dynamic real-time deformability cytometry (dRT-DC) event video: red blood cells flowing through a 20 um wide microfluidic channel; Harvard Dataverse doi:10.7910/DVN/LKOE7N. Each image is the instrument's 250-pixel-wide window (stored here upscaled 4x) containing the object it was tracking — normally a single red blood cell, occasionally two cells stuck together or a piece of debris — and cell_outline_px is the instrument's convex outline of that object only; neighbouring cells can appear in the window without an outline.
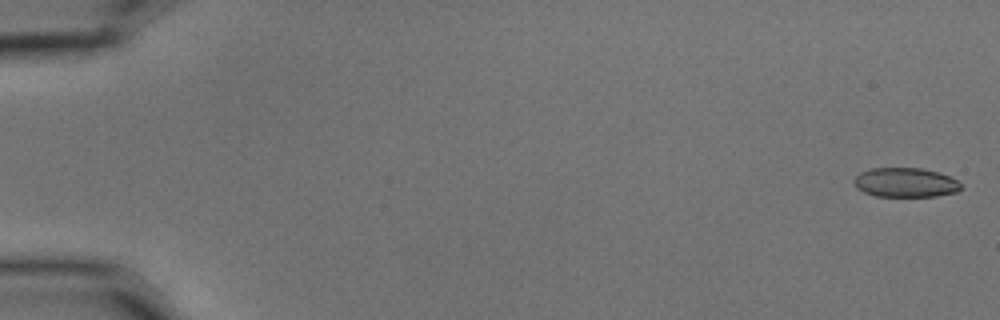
{"species": "common noctule bat (a hibernating species)", "species_latin": "Nyctalus noctula", "temperature_condition": "cold", "stored_images_in_passage": 7, "camera_frame_rate_fps": 3000, "um_per_image_px": 0.085, "animal": {"sex": "male", "body_mass_g": 15.6}, "frame": {"image": 1, "passage_image": 1, "time_ms": 0.0, "image_size_px": [1000, 320], "cell_outline_px": [[964, 188], [956, 192], [936, 196], [876, 196], [864, 192], [856, 188], [852, 180], [860, 172], [872, 168], [920, 168], [940, 172], [956, 180]], "centroid_in_image_um": [76.95, 15.51], "position_along_channel_um": 8.0, "area_um2": 18.38}}
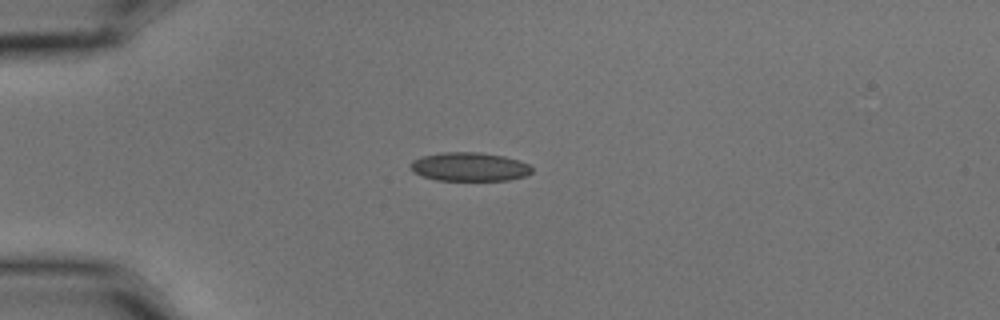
{"frame": {"image": 2, "passage_image": 5, "time_ms": 1.333, "image_size_px": [1000, 320], "cell_outline_px": [[532, 172], [524, 176], [508, 180], [436, 180], [420, 176], [412, 172], [408, 164], [412, 160], [420, 156], [444, 152], [480, 152], [504, 156], [520, 160], [528, 164], [532, 168]], "centroid_in_image_um": [39.85, 14.17], "position_along_channel_um": 45.2, "area_um2": 20.58}}
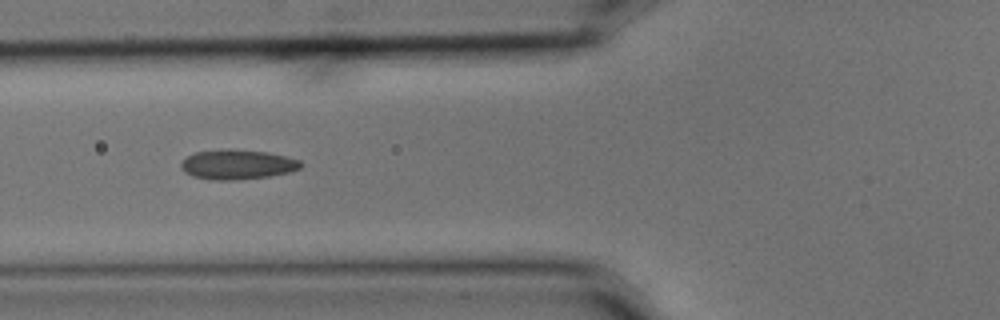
{"frame": {"image": 3, "passage_image": 7, "time_ms": 2.0, "image_size_px": [1000, 320], "cell_outline_px": [[304, 164], [300, 168], [292, 172], [268, 176], [236, 180], [212, 180], [192, 176], [184, 172], [180, 168], [180, 164], [188, 156], [196, 152], [228, 148], [232, 148], [268, 152], [300, 160]], "centroid_in_image_um": [20.19, 13.98], "position_along_channel_um": 105.6, "area_um2": 20.98}}